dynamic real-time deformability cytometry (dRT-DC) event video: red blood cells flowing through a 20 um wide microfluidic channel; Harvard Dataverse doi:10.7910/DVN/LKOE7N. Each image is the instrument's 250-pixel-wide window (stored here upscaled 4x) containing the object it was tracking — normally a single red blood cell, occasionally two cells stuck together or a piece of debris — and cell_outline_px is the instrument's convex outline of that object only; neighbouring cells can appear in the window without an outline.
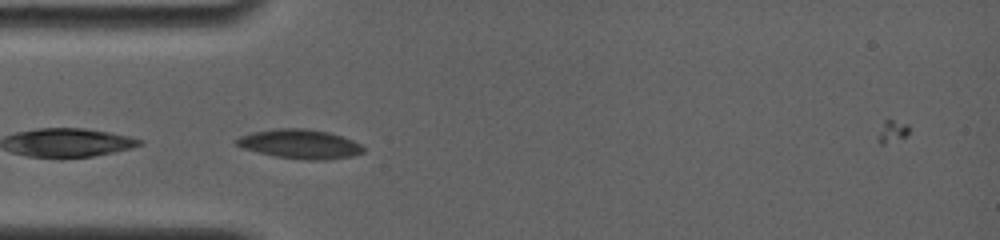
{"species": "common noctule bat (a hibernating species)", "species_latin": "Nyctalus noctula", "temperature_condition": "room temperature", "stored_images_in_passage": 2, "camera_frame_rate_fps": 4000, "um_per_image_px": 0.085, "animal": {"sex": "female", "body_mass_g": 19.0, "forearm_length_mm": 56.7}, "frame": {"image": 1, "passage_image": 1, "time_ms": 0.0, "image_size_px": [1000, 240], "cell_outline_px": [[364, 152], [352, 156], [324, 160], [308, 160], [276, 156], [244, 148], [236, 144], [236, 140], [240, 136], [252, 132], [276, 128], [308, 128], [328, 132], [352, 140], [360, 144], [364, 148]], "centroid_in_image_um": [25.52, 12.23], "position_along_channel_um": 59.5, "area_um2": 21.39}}